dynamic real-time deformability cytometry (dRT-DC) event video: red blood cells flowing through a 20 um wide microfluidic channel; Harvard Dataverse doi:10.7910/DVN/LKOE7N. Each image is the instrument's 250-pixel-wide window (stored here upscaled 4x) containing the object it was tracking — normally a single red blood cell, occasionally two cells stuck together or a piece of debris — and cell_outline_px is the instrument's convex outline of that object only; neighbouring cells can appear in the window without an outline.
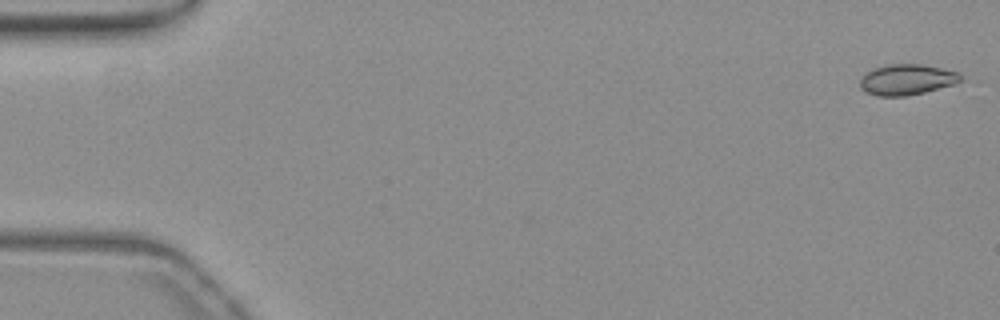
{"species": "common noctule bat (a hibernating species)", "species_latin": "Nyctalus noctula", "temperature_condition": "warm", "stored_images_in_passage": 35, "camera_frame_rate_fps": 3000, "um_per_image_px": 0.085, "animal": {"sex": "female", "body_mass_g": 19.3, "forearm_length_mm": 54.1}, "frame": {"image": 1, "passage_image": 2, "time_ms": 0.333, "image_size_px": [1000, 320], "cell_outline_px": [[960, 80], [952, 84], [924, 92], [908, 96], [880, 96], [864, 92], [860, 88], [860, 80], [872, 68], [888, 64], [924, 64], [960, 72]], "centroid_in_image_um": [77.05, 6.76], "position_along_channel_um": 8.0, "area_um2": 17.92}}
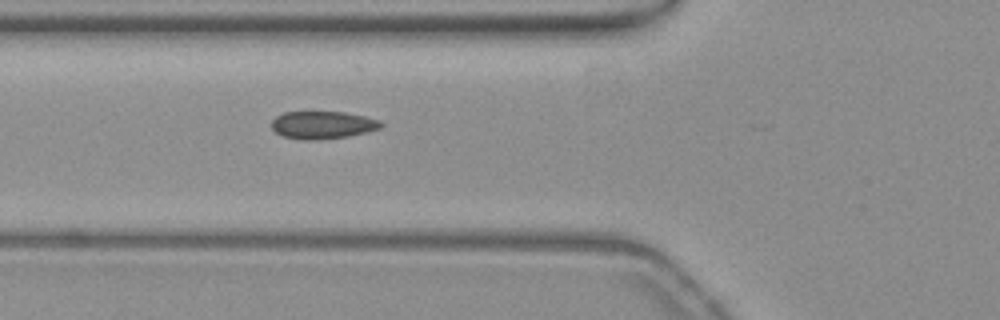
{"frame": {"image": 2, "passage_image": 21, "time_ms": 6.667, "image_size_px": [1000, 320], "cell_outline_px": [[384, 124], [380, 128], [368, 132], [348, 136], [316, 140], [304, 140], [284, 136], [276, 132], [272, 128], [272, 120], [276, 116], [284, 112], [344, 112], [364, 116], [380, 120]], "centroid_in_image_um": [27.44, 10.62], "position_along_channel_um": 98.4, "area_um2": 17.57}}
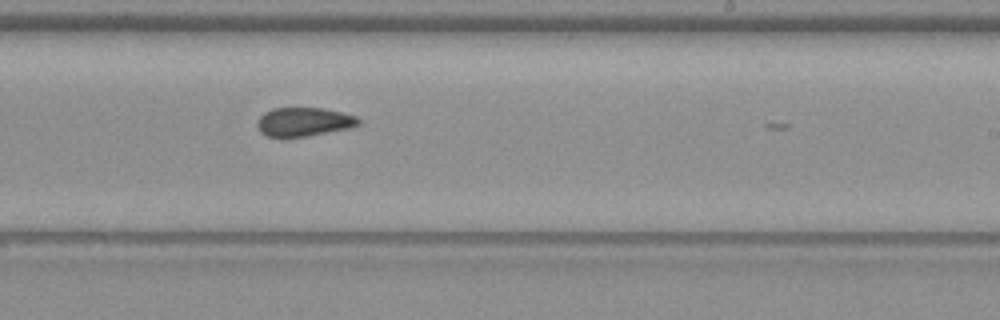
{"frame": {"image": 3, "passage_image": 34, "time_ms": 11.0, "image_size_px": [1000, 320], "cell_outline_px": [[360, 124], [348, 128], [308, 136], [268, 136], [260, 132], [256, 124], [260, 116], [264, 112], [272, 108], [324, 108], [356, 116], [360, 120]], "centroid_in_image_um": [25.81, 10.34], "position_along_channel_um": 263.2, "area_um2": 16.82}}